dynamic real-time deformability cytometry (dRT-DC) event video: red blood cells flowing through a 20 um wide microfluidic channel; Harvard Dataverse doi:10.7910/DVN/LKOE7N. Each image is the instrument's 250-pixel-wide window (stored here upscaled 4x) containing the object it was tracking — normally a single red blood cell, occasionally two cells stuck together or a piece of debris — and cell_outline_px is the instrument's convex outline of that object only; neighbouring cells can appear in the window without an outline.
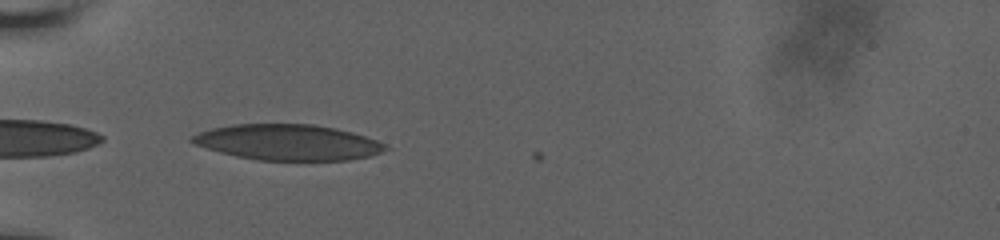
{"species": "human", "species_latin": "Homo sapiens", "temperature_condition": "room temperature", "stored_images_in_passage": 24, "camera_frame_rate_fps": 3000, "um_per_image_px": 0.085, "donor": {"sex": "male"}, "frame": {"image": 1, "passage_image": 1, "time_ms": 0.0, "image_size_px": [1000, 240], "cell_outline_px": [[392, 148], [368, 156], [348, 160], [260, 160], [236, 156], [220, 152], [196, 144], [188, 140], [192, 136], [200, 132], [212, 128], [232, 124], [316, 124], [336, 128], [352, 132], [376, 140]], "centroid_in_image_um": [24.48, 12.09], "position_along_channel_um": 60.5, "area_um2": 40.06}}
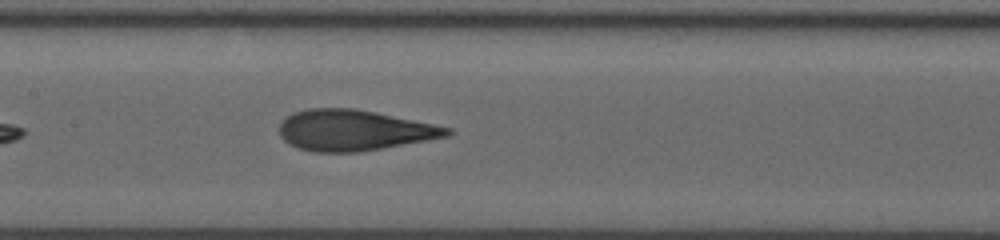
{"frame": {"image": 2, "passage_image": 11, "time_ms": 3.333, "image_size_px": [1000, 240], "cell_outline_px": [[452, 132], [448, 136], [428, 140], [356, 152], [312, 152], [288, 144], [280, 136], [280, 124], [292, 112], [304, 108], [356, 108], [376, 112], [452, 128]], "centroid_in_image_um": [30.05, 11.06], "position_along_channel_um": 177.3, "area_um2": 39.71}}
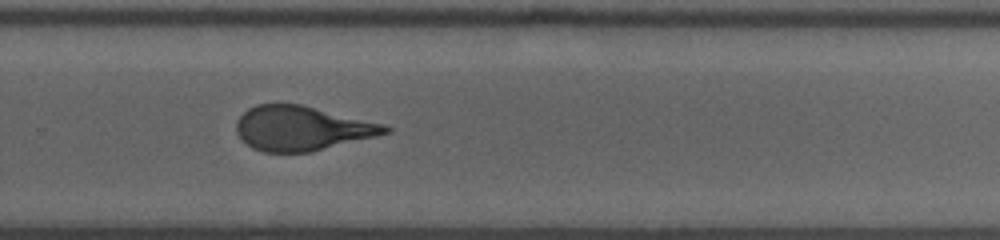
{"frame": {"image": 3, "passage_image": 21, "time_ms": 6.667, "image_size_px": [1000, 240], "cell_outline_px": [[392, 132], [376, 136], [308, 152], [264, 152], [252, 148], [236, 132], [236, 120], [248, 108], [256, 104], [300, 104], [384, 124], [392, 128]], "centroid_in_image_um": [25.65, 10.9], "position_along_channel_um": 304.2, "area_um2": 38.21}}